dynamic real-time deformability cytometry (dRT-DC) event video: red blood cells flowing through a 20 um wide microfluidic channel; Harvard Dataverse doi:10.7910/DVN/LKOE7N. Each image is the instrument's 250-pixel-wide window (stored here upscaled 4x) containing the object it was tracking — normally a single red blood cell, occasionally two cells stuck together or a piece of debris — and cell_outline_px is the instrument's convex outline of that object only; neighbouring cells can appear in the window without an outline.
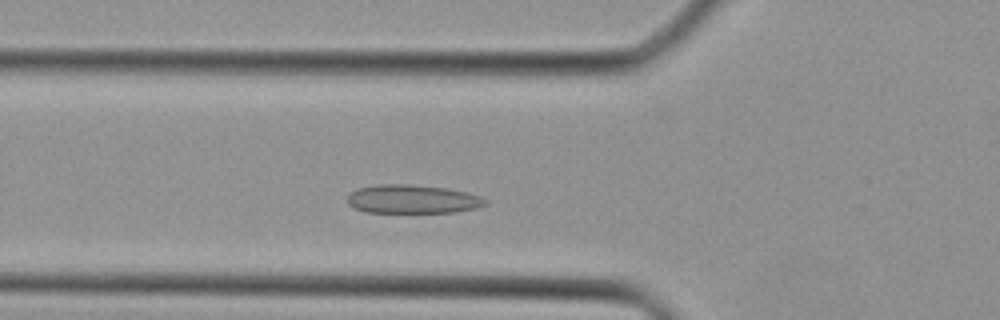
{"species": "Egyptian fruit bat (a non-hibernating species)", "species_latin": "Rousettus aegyptiacus", "temperature_condition": "cold", "stored_images_in_passage": 35, "segment_of_instrument_passage": [1, 2], "camera_frame_rate_fps": 3000, "um_per_image_px": 0.085, "animal": {"sex": "female"}, "frame": {"image": 1, "passage_image": 8, "time_ms": 2.333, "image_size_px": [1000, 320], "cell_outline_px": [[488, 204], [476, 208], [456, 212], [364, 212], [348, 204], [348, 196], [356, 188], [376, 184], [408, 184], [448, 188], [468, 192], [480, 196], [488, 200]], "centroid_in_image_um": [35.09, 16.92], "position_along_channel_um": 90.7, "area_um2": 23.18}}
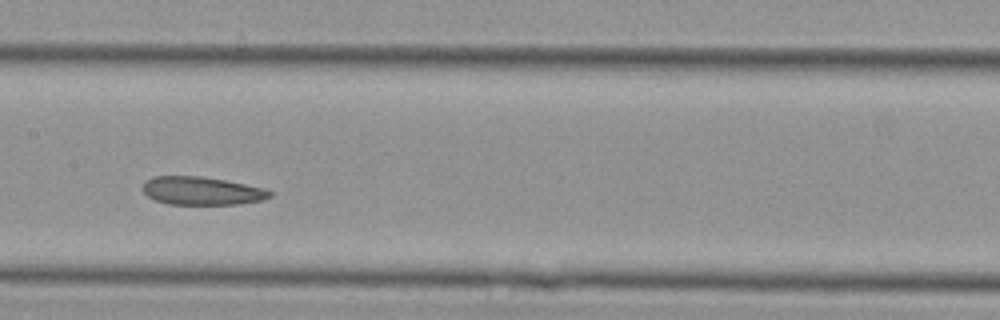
{"frame": {"image": 2, "passage_image": 14, "time_ms": 4.333, "image_size_px": [1000, 320], "cell_outline_px": [[272, 196], [264, 200], [236, 204], [168, 204], [156, 200], [148, 196], [140, 188], [144, 180], [152, 176], [200, 176], [224, 180], [264, 188], [272, 192]], "centroid_in_image_um": [17.11, 16.21], "position_along_channel_um": 190.3, "area_um2": 20.92}}
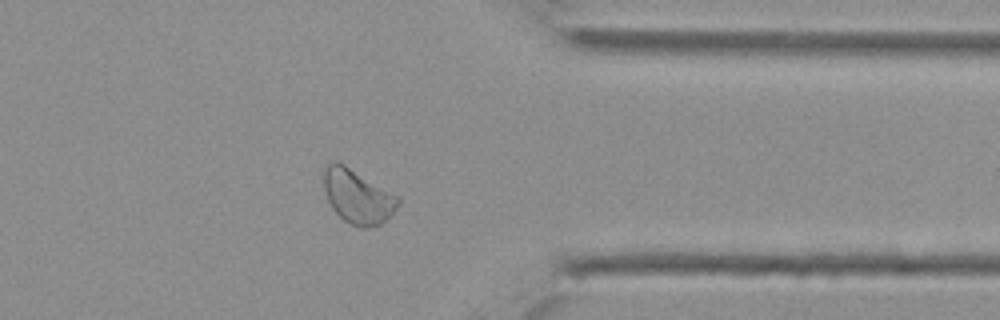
{"frame": {"image": 3, "passage_image": 26, "time_ms": 8.333, "image_size_px": [1000, 320], "cell_outline_px": [[400, 204], [380, 224], [368, 228], [360, 228], [344, 220], [332, 208], [328, 200], [324, 188], [324, 168], [332, 160], [336, 160], [344, 164], [400, 196]], "centroid_in_image_um": [30.4, 16.68], "position_along_channel_um": 381.0, "area_um2": 23.35}}